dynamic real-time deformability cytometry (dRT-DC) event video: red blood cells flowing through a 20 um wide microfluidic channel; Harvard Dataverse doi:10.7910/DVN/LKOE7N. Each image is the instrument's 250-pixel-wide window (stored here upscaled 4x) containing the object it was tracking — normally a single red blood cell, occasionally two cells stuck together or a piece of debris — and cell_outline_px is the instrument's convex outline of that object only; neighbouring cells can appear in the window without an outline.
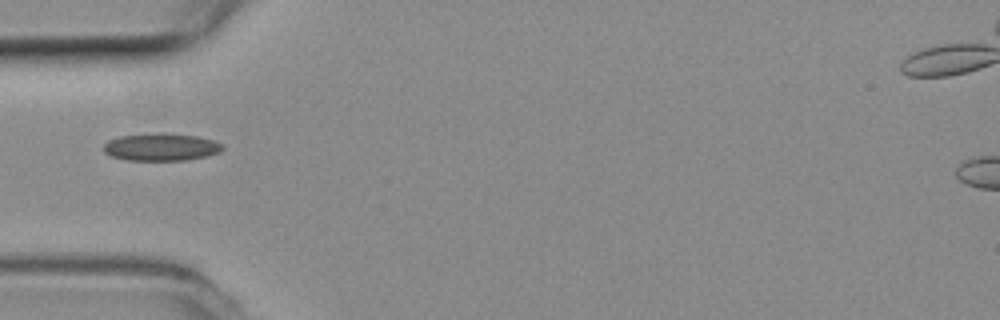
{"species": "common noctule bat (a hibernating species)", "species_latin": "Nyctalus noctula", "temperature_condition": "room temperature", "stored_images_in_passage": 4, "camera_frame_rate_fps": 3000, "um_per_image_px": 0.085, "animal": {"sex": "female", "body_mass_g": 19.3, "forearm_length_mm": 54.1}, "frame": {"image": 1, "passage_image": 1, "time_ms": 0.0, "image_size_px": [1000, 320], "cell_outline_px": [[224, 148], [220, 152], [208, 156], [184, 160], [128, 160], [112, 156], [104, 152], [104, 144], [108, 140], [120, 136], [160, 132], [164, 132], [196, 136], [212, 140], [224, 144]], "centroid_in_image_um": [13.72, 12.49], "position_along_channel_um": 71.3, "area_um2": 19.13}}
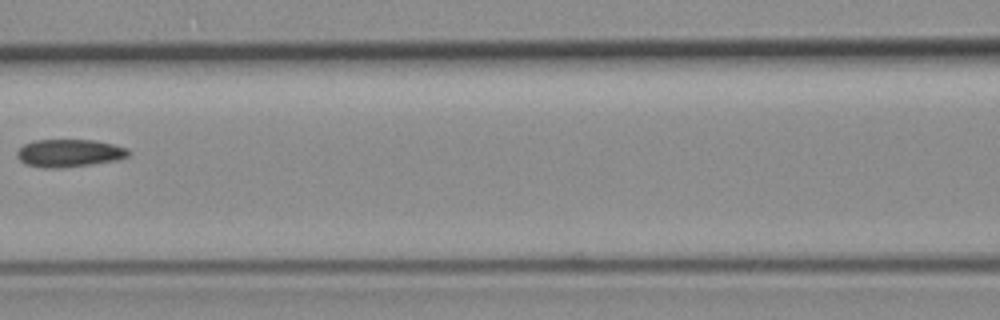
{"frame": {"image": 2, "passage_image": 3, "time_ms": 0.667, "image_size_px": [1000, 320], "cell_outline_px": [[128, 156], [116, 160], [88, 164], [56, 168], [44, 168], [24, 164], [16, 156], [16, 152], [24, 144], [32, 140], [96, 140], [128, 148]], "centroid_in_image_um": [5.83, 13.0], "position_along_channel_um": 160.8, "area_um2": 17.86}}
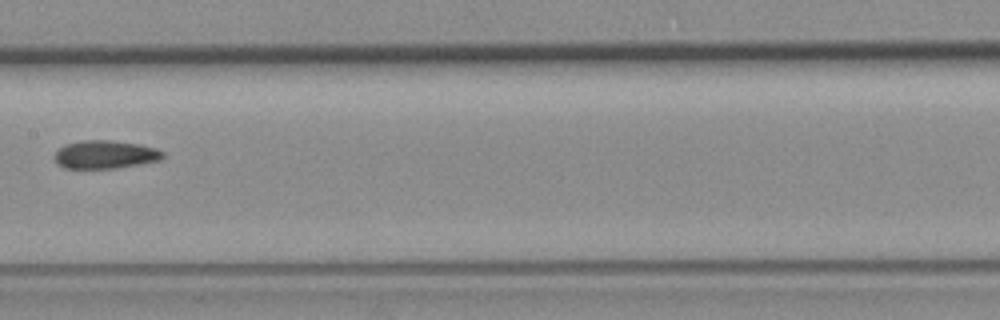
{"frame": {"image": 3, "passage_image": 4, "time_ms": 1.0, "image_size_px": [1000, 320], "cell_outline_px": [[164, 156], [160, 160], [112, 168], [64, 168], [56, 164], [52, 156], [64, 144], [84, 140], [112, 140], [140, 144], [156, 148], [164, 152]], "centroid_in_image_um": [8.89, 13.12], "position_along_channel_um": 198.5, "area_um2": 17.8}}